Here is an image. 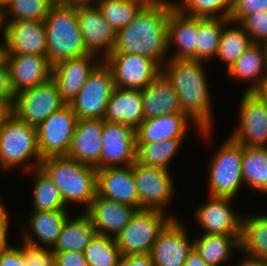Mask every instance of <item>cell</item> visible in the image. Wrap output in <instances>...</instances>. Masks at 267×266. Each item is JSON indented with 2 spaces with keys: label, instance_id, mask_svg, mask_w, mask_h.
<instances>
[{
  "label": "cell",
  "instance_id": "obj_1",
  "mask_svg": "<svg viewBox=\"0 0 267 266\" xmlns=\"http://www.w3.org/2000/svg\"><path fill=\"white\" fill-rule=\"evenodd\" d=\"M173 8L171 1L149 0L129 25L116 32L111 53L143 55L162 67L168 51L167 24Z\"/></svg>",
  "mask_w": 267,
  "mask_h": 266
},
{
  "label": "cell",
  "instance_id": "obj_2",
  "mask_svg": "<svg viewBox=\"0 0 267 266\" xmlns=\"http://www.w3.org/2000/svg\"><path fill=\"white\" fill-rule=\"evenodd\" d=\"M203 61L194 59H168L161 72L175 89L182 112L185 113L205 138L213 125L212 101L205 78ZM164 66V67H163Z\"/></svg>",
  "mask_w": 267,
  "mask_h": 266
},
{
  "label": "cell",
  "instance_id": "obj_3",
  "mask_svg": "<svg viewBox=\"0 0 267 266\" xmlns=\"http://www.w3.org/2000/svg\"><path fill=\"white\" fill-rule=\"evenodd\" d=\"M40 167L60 190L65 205L85 204L89 207L97 194V169L68 156H52L41 160Z\"/></svg>",
  "mask_w": 267,
  "mask_h": 266
},
{
  "label": "cell",
  "instance_id": "obj_4",
  "mask_svg": "<svg viewBox=\"0 0 267 266\" xmlns=\"http://www.w3.org/2000/svg\"><path fill=\"white\" fill-rule=\"evenodd\" d=\"M44 24L46 57L52 66L65 59L89 54L79 28L76 6L52 5Z\"/></svg>",
  "mask_w": 267,
  "mask_h": 266
},
{
  "label": "cell",
  "instance_id": "obj_5",
  "mask_svg": "<svg viewBox=\"0 0 267 266\" xmlns=\"http://www.w3.org/2000/svg\"><path fill=\"white\" fill-rule=\"evenodd\" d=\"M35 163L29 164L30 158ZM36 127L17 119L12 113L0 129V164L2 169L11 170L21 165L23 173L39 167L41 163ZM24 163V164H23Z\"/></svg>",
  "mask_w": 267,
  "mask_h": 266
},
{
  "label": "cell",
  "instance_id": "obj_6",
  "mask_svg": "<svg viewBox=\"0 0 267 266\" xmlns=\"http://www.w3.org/2000/svg\"><path fill=\"white\" fill-rule=\"evenodd\" d=\"M173 219L177 217L154 209L136 210L115 237L122 256L149 254L159 234Z\"/></svg>",
  "mask_w": 267,
  "mask_h": 266
},
{
  "label": "cell",
  "instance_id": "obj_7",
  "mask_svg": "<svg viewBox=\"0 0 267 266\" xmlns=\"http://www.w3.org/2000/svg\"><path fill=\"white\" fill-rule=\"evenodd\" d=\"M243 146L228 137L212 157L209 170V195L235 198L243 184Z\"/></svg>",
  "mask_w": 267,
  "mask_h": 266
},
{
  "label": "cell",
  "instance_id": "obj_8",
  "mask_svg": "<svg viewBox=\"0 0 267 266\" xmlns=\"http://www.w3.org/2000/svg\"><path fill=\"white\" fill-rule=\"evenodd\" d=\"M101 61L69 103L78 119H104L106 106L115 86L111 69L104 60Z\"/></svg>",
  "mask_w": 267,
  "mask_h": 266
},
{
  "label": "cell",
  "instance_id": "obj_9",
  "mask_svg": "<svg viewBox=\"0 0 267 266\" xmlns=\"http://www.w3.org/2000/svg\"><path fill=\"white\" fill-rule=\"evenodd\" d=\"M65 104L57 84L50 78L42 84L17 93L11 113L17 119L37 127Z\"/></svg>",
  "mask_w": 267,
  "mask_h": 266
},
{
  "label": "cell",
  "instance_id": "obj_10",
  "mask_svg": "<svg viewBox=\"0 0 267 266\" xmlns=\"http://www.w3.org/2000/svg\"><path fill=\"white\" fill-rule=\"evenodd\" d=\"M77 121L73 109L65 104L36 127L41 159L67 156Z\"/></svg>",
  "mask_w": 267,
  "mask_h": 266
},
{
  "label": "cell",
  "instance_id": "obj_11",
  "mask_svg": "<svg viewBox=\"0 0 267 266\" xmlns=\"http://www.w3.org/2000/svg\"><path fill=\"white\" fill-rule=\"evenodd\" d=\"M239 126L230 138L244 147H267V101L259 92H244Z\"/></svg>",
  "mask_w": 267,
  "mask_h": 266
},
{
  "label": "cell",
  "instance_id": "obj_12",
  "mask_svg": "<svg viewBox=\"0 0 267 266\" xmlns=\"http://www.w3.org/2000/svg\"><path fill=\"white\" fill-rule=\"evenodd\" d=\"M104 62L111 69L116 88L142 90L161 73V66L143 55L110 53Z\"/></svg>",
  "mask_w": 267,
  "mask_h": 266
},
{
  "label": "cell",
  "instance_id": "obj_13",
  "mask_svg": "<svg viewBox=\"0 0 267 266\" xmlns=\"http://www.w3.org/2000/svg\"><path fill=\"white\" fill-rule=\"evenodd\" d=\"M133 177L140 197V209L164 212L174 195L175 186L170 170L143 166L136 161L131 165Z\"/></svg>",
  "mask_w": 267,
  "mask_h": 266
},
{
  "label": "cell",
  "instance_id": "obj_14",
  "mask_svg": "<svg viewBox=\"0 0 267 266\" xmlns=\"http://www.w3.org/2000/svg\"><path fill=\"white\" fill-rule=\"evenodd\" d=\"M100 162L95 167L129 166L136 161V134L132 126L103 122Z\"/></svg>",
  "mask_w": 267,
  "mask_h": 266
},
{
  "label": "cell",
  "instance_id": "obj_15",
  "mask_svg": "<svg viewBox=\"0 0 267 266\" xmlns=\"http://www.w3.org/2000/svg\"><path fill=\"white\" fill-rule=\"evenodd\" d=\"M4 55L36 54L46 57L47 37L44 21L1 22Z\"/></svg>",
  "mask_w": 267,
  "mask_h": 266
},
{
  "label": "cell",
  "instance_id": "obj_16",
  "mask_svg": "<svg viewBox=\"0 0 267 266\" xmlns=\"http://www.w3.org/2000/svg\"><path fill=\"white\" fill-rule=\"evenodd\" d=\"M76 12L86 49L95 55L103 50L100 57L104 60L114 48L115 30L106 22L97 5L76 6Z\"/></svg>",
  "mask_w": 267,
  "mask_h": 266
},
{
  "label": "cell",
  "instance_id": "obj_17",
  "mask_svg": "<svg viewBox=\"0 0 267 266\" xmlns=\"http://www.w3.org/2000/svg\"><path fill=\"white\" fill-rule=\"evenodd\" d=\"M13 93L33 88L52 77V65L47 57L36 54L4 55Z\"/></svg>",
  "mask_w": 267,
  "mask_h": 266
},
{
  "label": "cell",
  "instance_id": "obj_18",
  "mask_svg": "<svg viewBox=\"0 0 267 266\" xmlns=\"http://www.w3.org/2000/svg\"><path fill=\"white\" fill-rule=\"evenodd\" d=\"M185 228L179 220L173 219L159 234L149 253L154 266H184L193 248Z\"/></svg>",
  "mask_w": 267,
  "mask_h": 266
},
{
  "label": "cell",
  "instance_id": "obj_19",
  "mask_svg": "<svg viewBox=\"0 0 267 266\" xmlns=\"http://www.w3.org/2000/svg\"><path fill=\"white\" fill-rule=\"evenodd\" d=\"M209 201L201 204L195 217L204 234H241L243 214H237L229 203L233 198L208 196Z\"/></svg>",
  "mask_w": 267,
  "mask_h": 266
},
{
  "label": "cell",
  "instance_id": "obj_20",
  "mask_svg": "<svg viewBox=\"0 0 267 266\" xmlns=\"http://www.w3.org/2000/svg\"><path fill=\"white\" fill-rule=\"evenodd\" d=\"M97 195L140 209L132 166L97 169Z\"/></svg>",
  "mask_w": 267,
  "mask_h": 266
},
{
  "label": "cell",
  "instance_id": "obj_21",
  "mask_svg": "<svg viewBox=\"0 0 267 266\" xmlns=\"http://www.w3.org/2000/svg\"><path fill=\"white\" fill-rule=\"evenodd\" d=\"M97 55H87L62 60L52 66V79L57 84L61 99L69 104L82 89L95 64Z\"/></svg>",
  "mask_w": 267,
  "mask_h": 266
},
{
  "label": "cell",
  "instance_id": "obj_22",
  "mask_svg": "<svg viewBox=\"0 0 267 266\" xmlns=\"http://www.w3.org/2000/svg\"><path fill=\"white\" fill-rule=\"evenodd\" d=\"M136 210L130 205L118 203L96 194L84 212L89 216L96 234L115 238L130 222Z\"/></svg>",
  "mask_w": 267,
  "mask_h": 266
},
{
  "label": "cell",
  "instance_id": "obj_23",
  "mask_svg": "<svg viewBox=\"0 0 267 266\" xmlns=\"http://www.w3.org/2000/svg\"><path fill=\"white\" fill-rule=\"evenodd\" d=\"M104 119H78L67 156L96 167L102 150Z\"/></svg>",
  "mask_w": 267,
  "mask_h": 266
},
{
  "label": "cell",
  "instance_id": "obj_24",
  "mask_svg": "<svg viewBox=\"0 0 267 266\" xmlns=\"http://www.w3.org/2000/svg\"><path fill=\"white\" fill-rule=\"evenodd\" d=\"M190 121L185 113L160 115L143 120L135 129L136 143L161 142L166 139H185L190 128ZM189 125V126H188Z\"/></svg>",
  "mask_w": 267,
  "mask_h": 266
},
{
  "label": "cell",
  "instance_id": "obj_25",
  "mask_svg": "<svg viewBox=\"0 0 267 266\" xmlns=\"http://www.w3.org/2000/svg\"><path fill=\"white\" fill-rule=\"evenodd\" d=\"M141 95L144 120L160 115L183 113L175 89L162 72L141 90Z\"/></svg>",
  "mask_w": 267,
  "mask_h": 266
},
{
  "label": "cell",
  "instance_id": "obj_26",
  "mask_svg": "<svg viewBox=\"0 0 267 266\" xmlns=\"http://www.w3.org/2000/svg\"><path fill=\"white\" fill-rule=\"evenodd\" d=\"M197 36L198 17L182 14L173 8L167 24V50L171 45L176 46L175 55L171 58L196 60Z\"/></svg>",
  "mask_w": 267,
  "mask_h": 266
},
{
  "label": "cell",
  "instance_id": "obj_27",
  "mask_svg": "<svg viewBox=\"0 0 267 266\" xmlns=\"http://www.w3.org/2000/svg\"><path fill=\"white\" fill-rule=\"evenodd\" d=\"M143 120L141 90L115 87L106 106L104 121L136 129Z\"/></svg>",
  "mask_w": 267,
  "mask_h": 266
},
{
  "label": "cell",
  "instance_id": "obj_28",
  "mask_svg": "<svg viewBox=\"0 0 267 266\" xmlns=\"http://www.w3.org/2000/svg\"><path fill=\"white\" fill-rule=\"evenodd\" d=\"M29 217L28 232H24L23 242L35 247L45 245L50 249L56 244L63 225L69 218L68 211H32ZM36 239L43 245L38 244Z\"/></svg>",
  "mask_w": 267,
  "mask_h": 266
},
{
  "label": "cell",
  "instance_id": "obj_29",
  "mask_svg": "<svg viewBox=\"0 0 267 266\" xmlns=\"http://www.w3.org/2000/svg\"><path fill=\"white\" fill-rule=\"evenodd\" d=\"M227 75L240 81H250L245 92H259L267 80L265 50L262 44L253 43L227 70Z\"/></svg>",
  "mask_w": 267,
  "mask_h": 266
},
{
  "label": "cell",
  "instance_id": "obj_30",
  "mask_svg": "<svg viewBox=\"0 0 267 266\" xmlns=\"http://www.w3.org/2000/svg\"><path fill=\"white\" fill-rule=\"evenodd\" d=\"M239 241L247 258L267 261V215H244Z\"/></svg>",
  "mask_w": 267,
  "mask_h": 266
},
{
  "label": "cell",
  "instance_id": "obj_31",
  "mask_svg": "<svg viewBox=\"0 0 267 266\" xmlns=\"http://www.w3.org/2000/svg\"><path fill=\"white\" fill-rule=\"evenodd\" d=\"M95 234V228L85 212L76 216V218L69 217L63 225L61 234L52 251L53 253L66 251L83 252Z\"/></svg>",
  "mask_w": 267,
  "mask_h": 266
},
{
  "label": "cell",
  "instance_id": "obj_32",
  "mask_svg": "<svg viewBox=\"0 0 267 266\" xmlns=\"http://www.w3.org/2000/svg\"><path fill=\"white\" fill-rule=\"evenodd\" d=\"M240 236L241 234H203L193 241V247L209 266H220L222 262L229 261L232 249L239 250Z\"/></svg>",
  "mask_w": 267,
  "mask_h": 266
},
{
  "label": "cell",
  "instance_id": "obj_33",
  "mask_svg": "<svg viewBox=\"0 0 267 266\" xmlns=\"http://www.w3.org/2000/svg\"><path fill=\"white\" fill-rule=\"evenodd\" d=\"M242 176L249 188L267 194V147L243 146Z\"/></svg>",
  "mask_w": 267,
  "mask_h": 266
},
{
  "label": "cell",
  "instance_id": "obj_34",
  "mask_svg": "<svg viewBox=\"0 0 267 266\" xmlns=\"http://www.w3.org/2000/svg\"><path fill=\"white\" fill-rule=\"evenodd\" d=\"M231 23L229 18L198 17L196 60L205 62L216 57L224 27Z\"/></svg>",
  "mask_w": 267,
  "mask_h": 266
},
{
  "label": "cell",
  "instance_id": "obj_35",
  "mask_svg": "<svg viewBox=\"0 0 267 266\" xmlns=\"http://www.w3.org/2000/svg\"><path fill=\"white\" fill-rule=\"evenodd\" d=\"M29 172V173H28ZM34 172L33 211H68L60 190L39 166L25 173Z\"/></svg>",
  "mask_w": 267,
  "mask_h": 266
},
{
  "label": "cell",
  "instance_id": "obj_36",
  "mask_svg": "<svg viewBox=\"0 0 267 266\" xmlns=\"http://www.w3.org/2000/svg\"><path fill=\"white\" fill-rule=\"evenodd\" d=\"M184 139H166L161 142L136 143V162L143 166L169 170V161L177 153Z\"/></svg>",
  "mask_w": 267,
  "mask_h": 266
},
{
  "label": "cell",
  "instance_id": "obj_37",
  "mask_svg": "<svg viewBox=\"0 0 267 266\" xmlns=\"http://www.w3.org/2000/svg\"><path fill=\"white\" fill-rule=\"evenodd\" d=\"M52 5L51 0H7L1 8V22L44 21Z\"/></svg>",
  "mask_w": 267,
  "mask_h": 266
},
{
  "label": "cell",
  "instance_id": "obj_38",
  "mask_svg": "<svg viewBox=\"0 0 267 266\" xmlns=\"http://www.w3.org/2000/svg\"><path fill=\"white\" fill-rule=\"evenodd\" d=\"M149 0H100L97 7L101 10L106 22L115 30L129 25L140 9Z\"/></svg>",
  "mask_w": 267,
  "mask_h": 266
},
{
  "label": "cell",
  "instance_id": "obj_39",
  "mask_svg": "<svg viewBox=\"0 0 267 266\" xmlns=\"http://www.w3.org/2000/svg\"><path fill=\"white\" fill-rule=\"evenodd\" d=\"M239 26L224 28L217 57L224 61L227 65V70L238 60V58L253 44L250 35Z\"/></svg>",
  "mask_w": 267,
  "mask_h": 266
},
{
  "label": "cell",
  "instance_id": "obj_40",
  "mask_svg": "<svg viewBox=\"0 0 267 266\" xmlns=\"http://www.w3.org/2000/svg\"><path fill=\"white\" fill-rule=\"evenodd\" d=\"M88 266H119L122 254L113 237L95 234L83 251Z\"/></svg>",
  "mask_w": 267,
  "mask_h": 266
},
{
  "label": "cell",
  "instance_id": "obj_41",
  "mask_svg": "<svg viewBox=\"0 0 267 266\" xmlns=\"http://www.w3.org/2000/svg\"><path fill=\"white\" fill-rule=\"evenodd\" d=\"M233 1L234 0H181L179 2L180 4L174 3V8L188 16L229 18Z\"/></svg>",
  "mask_w": 267,
  "mask_h": 266
},
{
  "label": "cell",
  "instance_id": "obj_42",
  "mask_svg": "<svg viewBox=\"0 0 267 266\" xmlns=\"http://www.w3.org/2000/svg\"><path fill=\"white\" fill-rule=\"evenodd\" d=\"M239 24L250 35L252 43L267 41V11L249 14Z\"/></svg>",
  "mask_w": 267,
  "mask_h": 266
},
{
  "label": "cell",
  "instance_id": "obj_43",
  "mask_svg": "<svg viewBox=\"0 0 267 266\" xmlns=\"http://www.w3.org/2000/svg\"><path fill=\"white\" fill-rule=\"evenodd\" d=\"M23 256L25 266H55V254L50 248L23 243Z\"/></svg>",
  "mask_w": 267,
  "mask_h": 266
},
{
  "label": "cell",
  "instance_id": "obj_44",
  "mask_svg": "<svg viewBox=\"0 0 267 266\" xmlns=\"http://www.w3.org/2000/svg\"><path fill=\"white\" fill-rule=\"evenodd\" d=\"M267 11V0H234L229 20L239 24L247 15Z\"/></svg>",
  "mask_w": 267,
  "mask_h": 266
},
{
  "label": "cell",
  "instance_id": "obj_45",
  "mask_svg": "<svg viewBox=\"0 0 267 266\" xmlns=\"http://www.w3.org/2000/svg\"><path fill=\"white\" fill-rule=\"evenodd\" d=\"M15 94L10 85L9 70L4 59L0 62V104L12 109Z\"/></svg>",
  "mask_w": 267,
  "mask_h": 266
},
{
  "label": "cell",
  "instance_id": "obj_46",
  "mask_svg": "<svg viewBox=\"0 0 267 266\" xmlns=\"http://www.w3.org/2000/svg\"><path fill=\"white\" fill-rule=\"evenodd\" d=\"M55 254V266H88L83 252L66 251Z\"/></svg>",
  "mask_w": 267,
  "mask_h": 266
},
{
  "label": "cell",
  "instance_id": "obj_47",
  "mask_svg": "<svg viewBox=\"0 0 267 266\" xmlns=\"http://www.w3.org/2000/svg\"><path fill=\"white\" fill-rule=\"evenodd\" d=\"M0 266H25L23 248L12 244L8 249L0 252Z\"/></svg>",
  "mask_w": 267,
  "mask_h": 266
},
{
  "label": "cell",
  "instance_id": "obj_48",
  "mask_svg": "<svg viewBox=\"0 0 267 266\" xmlns=\"http://www.w3.org/2000/svg\"><path fill=\"white\" fill-rule=\"evenodd\" d=\"M0 200V252L8 249L11 245L8 243V226H9V213L7 208L1 203Z\"/></svg>",
  "mask_w": 267,
  "mask_h": 266
},
{
  "label": "cell",
  "instance_id": "obj_49",
  "mask_svg": "<svg viewBox=\"0 0 267 266\" xmlns=\"http://www.w3.org/2000/svg\"><path fill=\"white\" fill-rule=\"evenodd\" d=\"M119 266H154L150 254L122 256Z\"/></svg>",
  "mask_w": 267,
  "mask_h": 266
},
{
  "label": "cell",
  "instance_id": "obj_50",
  "mask_svg": "<svg viewBox=\"0 0 267 266\" xmlns=\"http://www.w3.org/2000/svg\"><path fill=\"white\" fill-rule=\"evenodd\" d=\"M184 266H209V265L202 259V257L193 247L185 260Z\"/></svg>",
  "mask_w": 267,
  "mask_h": 266
},
{
  "label": "cell",
  "instance_id": "obj_51",
  "mask_svg": "<svg viewBox=\"0 0 267 266\" xmlns=\"http://www.w3.org/2000/svg\"><path fill=\"white\" fill-rule=\"evenodd\" d=\"M237 266H267V261L244 258Z\"/></svg>",
  "mask_w": 267,
  "mask_h": 266
},
{
  "label": "cell",
  "instance_id": "obj_52",
  "mask_svg": "<svg viewBox=\"0 0 267 266\" xmlns=\"http://www.w3.org/2000/svg\"><path fill=\"white\" fill-rule=\"evenodd\" d=\"M11 108L7 105L0 104V129L4 124V121L10 116Z\"/></svg>",
  "mask_w": 267,
  "mask_h": 266
},
{
  "label": "cell",
  "instance_id": "obj_53",
  "mask_svg": "<svg viewBox=\"0 0 267 266\" xmlns=\"http://www.w3.org/2000/svg\"><path fill=\"white\" fill-rule=\"evenodd\" d=\"M57 6H79V0H51Z\"/></svg>",
  "mask_w": 267,
  "mask_h": 266
},
{
  "label": "cell",
  "instance_id": "obj_54",
  "mask_svg": "<svg viewBox=\"0 0 267 266\" xmlns=\"http://www.w3.org/2000/svg\"><path fill=\"white\" fill-rule=\"evenodd\" d=\"M100 0H79V6H89V5H97V3L99 2ZM93 4H92V3ZM95 2V3H94Z\"/></svg>",
  "mask_w": 267,
  "mask_h": 266
},
{
  "label": "cell",
  "instance_id": "obj_55",
  "mask_svg": "<svg viewBox=\"0 0 267 266\" xmlns=\"http://www.w3.org/2000/svg\"><path fill=\"white\" fill-rule=\"evenodd\" d=\"M261 96L267 101V80L265 81V84L263 85L262 89L259 91Z\"/></svg>",
  "mask_w": 267,
  "mask_h": 266
},
{
  "label": "cell",
  "instance_id": "obj_56",
  "mask_svg": "<svg viewBox=\"0 0 267 266\" xmlns=\"http://www.w3.org/2000/svg\"><path fill=\"white\" fill-rule=\"evenodd\" d=\"M4 59V43H0V62Z\"/></svg>",
  "mask_w": 267,
  "mask_h": 266
},
{
  "label": "cell",
  "instance_id": "obj_57",
  "mask_svg": "<svg viewBox=\"0 0 267 266\" xmlns=\"http://www.w3.org/2000/svg\"><path fill=\"white\" fill-rule=\"evenodd\" d=\"M262 45H263L264 50H265L266 66H267V41H265Z\"/></svg>",
  "mask_w": 267,
  "mask_h": 266
},
{
  "label": "cell",
  "instance_id": "obj_58",
  "mask_svg": "<svg viewBox=\"0 0 267 266\" xmlns=\"http://www.w3.org/2000/svg\"><path fill=\"white\" fill-rule=\"evenodd\" d=\"M1 8L2 7H0V29L2 28V23H1Z\"/></svg>",
  "mask_w": 267,
  "mask_h": 266
},
{
  "label": "cell",
  "instance_id": "obj_59",
  "mask_svg": "<svg viewBox=\"0 0 267 266\" xmlns=\"http://www.w3.org/2000/svg\"><path fill=\"white\" fill-rule=\"evenodd\" d=\"M7 0H0L1 5H3Z\"/></svg>",
  "mask_w": 267,
  "mask_h": 266
}]
</instances>
